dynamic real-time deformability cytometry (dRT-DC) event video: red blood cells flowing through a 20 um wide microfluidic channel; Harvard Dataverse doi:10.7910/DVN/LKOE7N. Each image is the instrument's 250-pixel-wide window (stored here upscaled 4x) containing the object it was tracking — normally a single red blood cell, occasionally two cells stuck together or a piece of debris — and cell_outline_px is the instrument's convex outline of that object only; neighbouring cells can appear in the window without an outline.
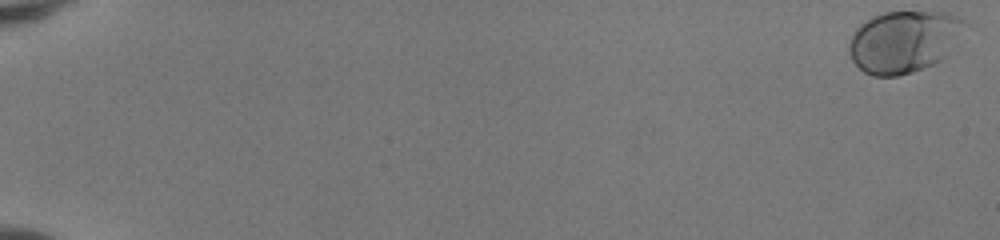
{"species": "human", "species_latin": "Homo sapiens", "temperature_condition": "room temperature", "stored_images_in_passage": 52, "camera_frame_rate_fps": 3000, "um_per_image_px": 0.085, "donor": {"sex": "female"}, "frame": {"image": 1, "passage_image": 1, "time_ms": 0.0, "image_size_px": [1000, 240], "cell_outline_px": [[968, 24], [940, 60], [924, 68], [912, 72], [896, 76], [872, 76], [864, 72], [852, 60], [848, 52], [848, 44], [856, 28], [860, 24], [872, 16], [884, 12], [948, 12], [964, 20]], "centroid_in_image_um": [76.78, 3.52], "position_along_channel_um": 8.2, "area_um2": 41.5}}
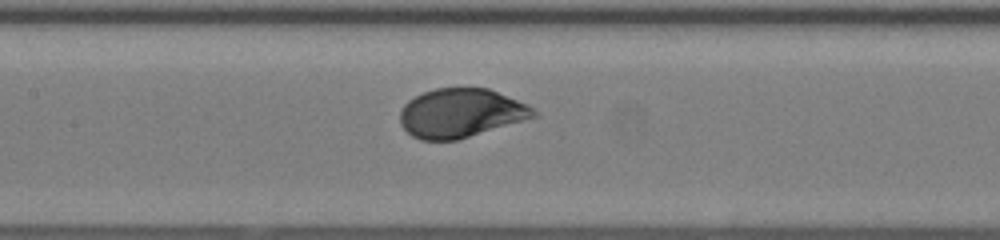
{"frame": {"image": 2, "passage_image": 28, "time_ms": 9.0, "image_size_px": [1000, 240], "cell_outline_px": [[540, 116], [456, 140], [420, 140], [412, 136], [400, 124], [400, 112], [404, 104], [408, 100], [424, 92], [436, 88], [488, 88], [528, 104]], "centroid_in_image_um": [39.18, 9.61], "position_along_channel_um": 168.2, "area_um2": 38.03}}
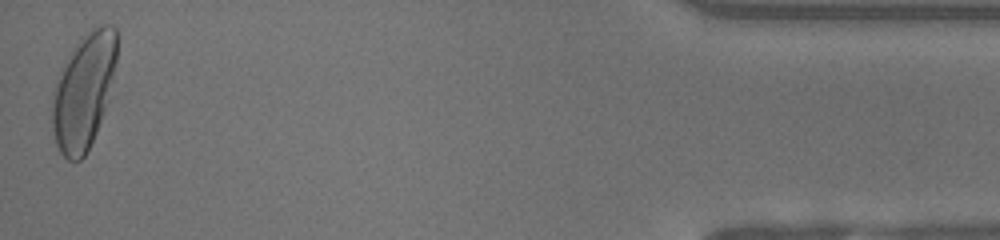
{"frame": {"image": 3, "passage_image": 52, "time_ms": 17.0, "image_size_px": [1000, 240], "cell_outline_px": [[116, 64], [104, 108], [96, 132], [84, 156], [80, 160], [68, 160], [60, 152], [56, 144], [52, 132], [52, 100], [56, 80], [68, 56], [84, 32], [88, 28], [100, 24], [112, 24], [116, 28]], "centroid_in_image_um": [7.09, 7.7], "position_along_channel_um": 428.1, "area_um2": 43.06}, "authors_computed_cell_mechanics": {"area_um2": 38.8416, "velocity_mm_per_s": 4.1356, "shape_relaxation_time_tau1_ms": 2.2145, "shape_relaxation_time_tau2_ms": null, "deformation_change_tau1": 0.1332, "deformation_change_tau2": null}}